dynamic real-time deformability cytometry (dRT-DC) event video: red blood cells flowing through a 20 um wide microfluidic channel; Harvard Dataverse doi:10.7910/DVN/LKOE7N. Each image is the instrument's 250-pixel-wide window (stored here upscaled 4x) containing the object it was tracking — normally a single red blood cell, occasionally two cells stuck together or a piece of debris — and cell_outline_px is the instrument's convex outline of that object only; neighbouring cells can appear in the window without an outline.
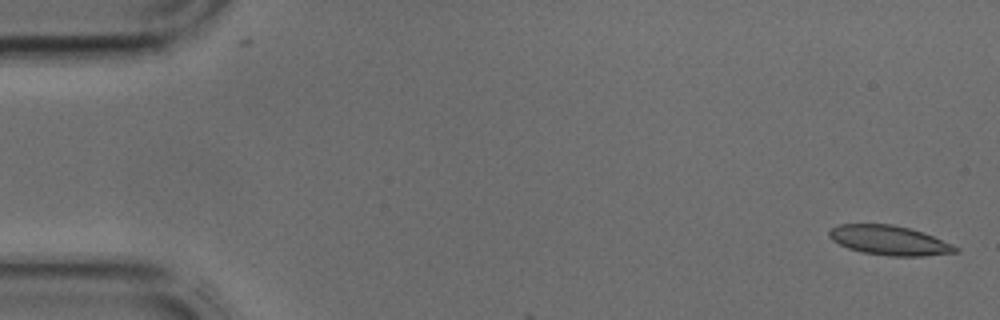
{"species": "common noctule bat (a hibernating species)", "species_latin": "Nyctalus noctula", "temperature_condition": "cold", "stored_images_in_passage": 3, "camera_frame_rate_fps": 3000, "um_per_image_px": 0.085, "animal": {"sex": "male", "body_mass_g": 17.9, "forearm_length_mm": 54.2}, "frame": {"image": 1, "passage_image": 1, "time_ms": 0.0, "image_size_px": [1000, 320], "cell_outline_px": [[960, 252], [924, 256], [888, 256], [860, 252], [848, 248], [832, 240], [828, 236], [828, 232], [832, 228], [840, 224], [892, 224], [924, 232], [952, 244], [960, 248]], "centroid_in_image_um": [75.61, 20.44], "position_along_channel_um": 9.4, "area_um2": 21.85}}